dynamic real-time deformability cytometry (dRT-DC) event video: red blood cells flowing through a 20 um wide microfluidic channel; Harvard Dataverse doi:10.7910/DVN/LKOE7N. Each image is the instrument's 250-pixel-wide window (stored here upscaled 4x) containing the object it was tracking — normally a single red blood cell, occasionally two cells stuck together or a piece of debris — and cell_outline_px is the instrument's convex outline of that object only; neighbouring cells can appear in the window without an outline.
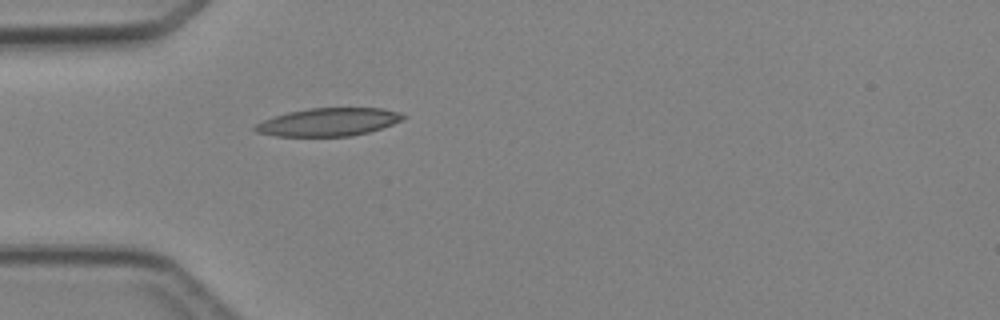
{"species": "Egyptian fruit bat (a non-hibernating species)", "species_latin": "Rousettus aegyptiacus", "temperature_condition": "cold", "stored_images_in_passage": 5, "camera_frame_rate_fps": 3000, "um_per_image_px": 0.085, "animal": {"sex": "female"}, "frame": {"image": 1, "passage_image": 5, "time_ms": 4.667, "image_size_px": [1000, 320], "cell_outline_px": [[408, 116], [404, 120], [368, 132], [352, 136], [276, 136], [256, 132], [252, 128], [256, 124], [264, 120], [288, 112], [308, 108], [384, 108]], "centroid_in_image_um": [27.93, 10.37], "position_along_channel_um": 57.1, "area_um2": 24.04}}